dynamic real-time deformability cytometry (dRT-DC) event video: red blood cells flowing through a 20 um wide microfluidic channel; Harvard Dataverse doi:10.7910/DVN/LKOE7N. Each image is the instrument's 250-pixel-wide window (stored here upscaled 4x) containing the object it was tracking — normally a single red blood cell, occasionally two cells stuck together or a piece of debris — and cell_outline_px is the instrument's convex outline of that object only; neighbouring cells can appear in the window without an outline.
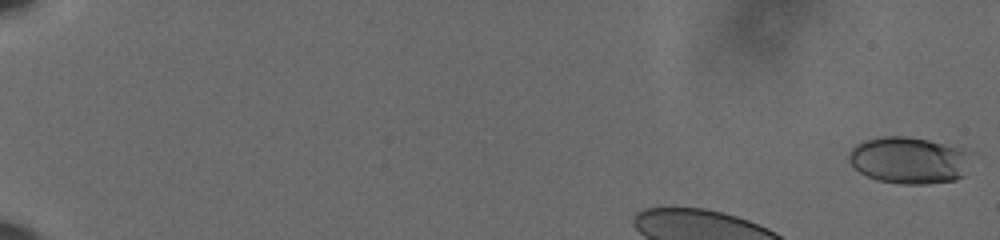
{"species": "human", "species_latin": "Homo sapiens", "temperature_condition": "cold", "stored_images_in_passage": 46, "camera_frame_rate_fps": 3000, "um_per_image_px": 0.085, "donor": {"sex": "male"}, "frame": {"image": 1, "passage_image": 1, "time_ms": 0.0, "image_size_px": [1000, 240], "cell_outline_px": [[964, 176], [956, 180], [928, 184], [900, 184], [876, 180], [860, 172], [848, 160], [848, 152], [856, 144], [864, 140], [884, 136], [908, 136], [928, 140], [964, 148]], "centroid_in_image_um": [77.17, 13.62], "position_along_channel_um": 7.8, "area_um2": 32.95}}
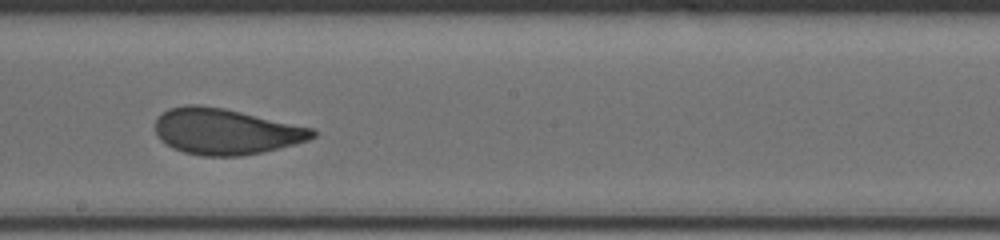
{"frame": {"image": 2, "passage_image": 29, "time_ms": 9.333, "image_size_px": [1000, 240], "cell_outline_px": [[316, 136], [308, 140], [280, 148], [264, 152], [240, 156], [200, 156], [184, 152], [172, 148], [160, 140], [156, 132], [156, 120], [168, 108], [188, 104], [196, 104], [224, 108], [316, 128]], "centroid_in_image_um": [19.21, 11.18], "position_along_channel_um": 229.0, "area_um2": 42.37}}
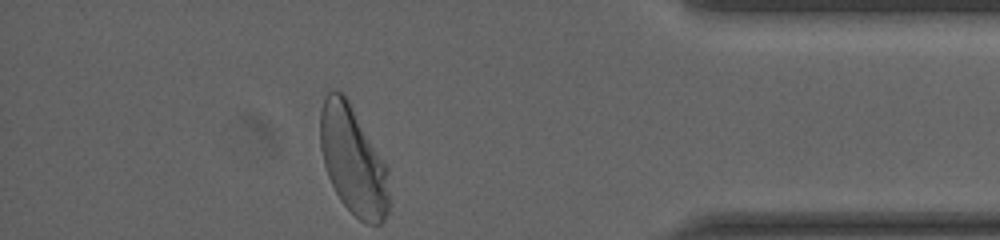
{"frame": {"image": 3, "passage_image": 46, "time_ms": 15.0, "image_size_px": [1000, 240], "cell_outline_px": [[392, 204], [384, 220], [380, 224], [364, 224], [340, 200], [328, 176], [324, 164], [320, 148], [320, 108], [324, 96], [332, 88], [340, 92], [348, 100], [388, 168]], "centroid_in_image_um": [30.03, 13.68], "position_along_channel_um": 405.2, "area_um2": 43.93}, "authors_computed_cell_mechanics": {"area_um2": 41.9628, "velocity_mm_per_s": 3.5838, "shape_relaxation_time_tau1_ms": 4.3023, "shape_relaxation_time_tau2_ms": 0.7877, "deformation_change_tau1": 0.1309, "deformation_change_tau2": 0.0689}}